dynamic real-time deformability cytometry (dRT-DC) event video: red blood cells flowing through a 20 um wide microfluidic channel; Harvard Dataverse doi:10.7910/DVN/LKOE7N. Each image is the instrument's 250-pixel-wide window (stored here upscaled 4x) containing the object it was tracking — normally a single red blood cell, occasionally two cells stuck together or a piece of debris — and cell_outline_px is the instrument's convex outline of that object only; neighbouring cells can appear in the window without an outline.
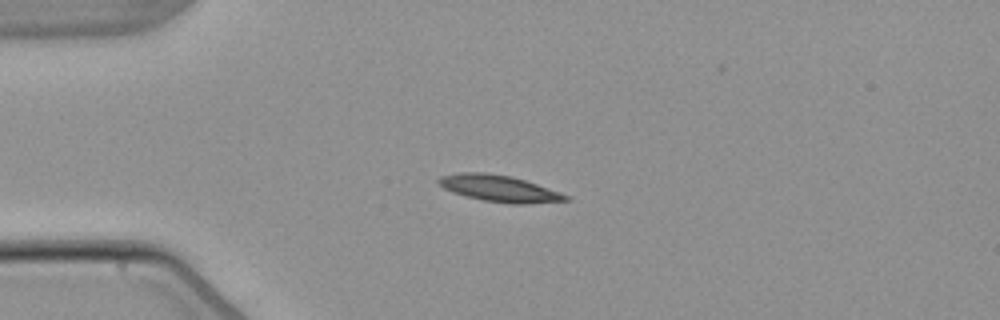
{"species": "common noctule bat (a hibernating species)", "species_latin": "Nyctalus noctula", "temperature_condition": "warm", "stored_images_in_passage": 2, "camera_frame_rate_fps": 3000, "um_per_image_px": 0.085, "animal": {"sex": "male", "body_mass_g": 21.5, "forearm_length_mm": 52.0}, "frame": {"image": 1, "passage_image": 1, "time_ms": 0.0, "image_size_px": [1000, 320], "cell_outline_px": [[572, 200], [524, 204], [508, 204], [484, 200], [452, 192], [444, 188], [436, 180], [440, 176], [456, 172], [484, 172], [512, 176], [560, 192], [568, 196]], "centroid_in_image_um": [42.42, 16.01], "position_along_channel_um": 42.6, "area_um2": 19.59}}